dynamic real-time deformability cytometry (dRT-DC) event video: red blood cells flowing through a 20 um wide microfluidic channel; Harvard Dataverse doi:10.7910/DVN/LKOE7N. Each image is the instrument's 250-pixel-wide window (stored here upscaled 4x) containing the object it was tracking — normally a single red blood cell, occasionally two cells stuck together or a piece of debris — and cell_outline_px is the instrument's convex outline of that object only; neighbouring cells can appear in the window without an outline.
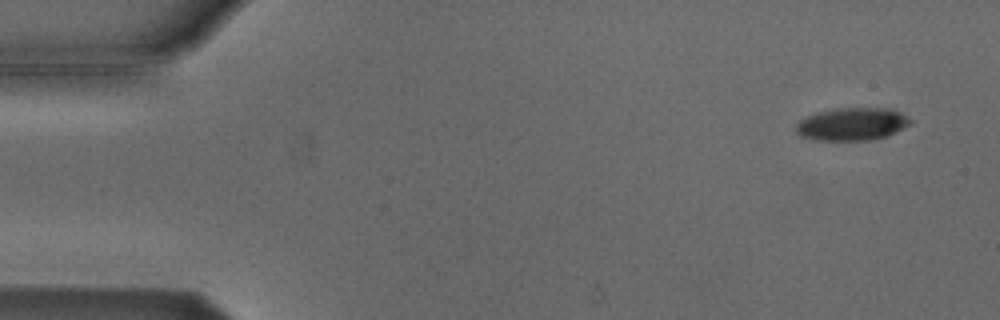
{"species": "Egyptian fruit bat (a non-hibernating species)", "species_latin": "Rousettus aegyptiacus", "temperature_condition": "cold", "stored_images_in_passage": 8, "camera_frame_rate_fps": 3000, "um_per_image_px": 0.085, "animal": {"sex": "male"}, "frame": {"image": 1, "passage_image": 1, "time_ms": 0.0, "image_size_px": [1000, 320], "cell_outline_px": [[912, 120], [908, 124], [884, 136], [868, 140], [816, 140], [800, 136], [796, 132], [796, 124], [804, 116], [816, 112], [836, 108], [888, 108], [900, 112]], "centroid_in_image_um": [72.33, 10.53], "position_along_channel_um": 12.7, "area_um2": 21.56}}
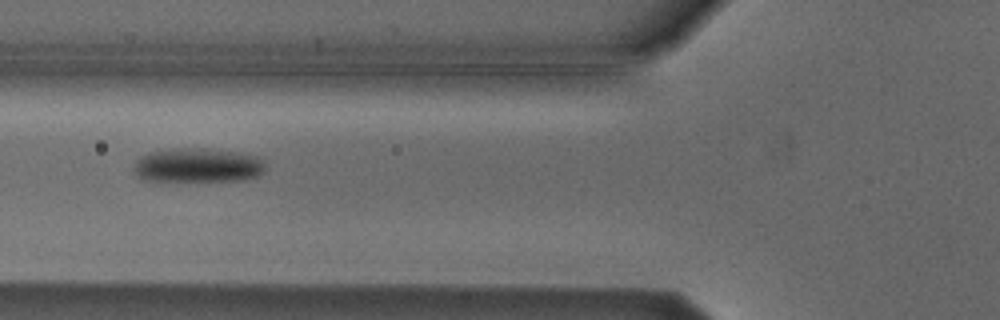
{"frame": {"image": 2, "passage_image": 5, "time_ms": 5.667, "image_size_px": [1000, 320], "cell_outline_px": [[264, 172], [248, 180], [144, 180], [136, 176], [136, 160], [140, 156], [152, 152], [180, 148], [200, 148], [236, 152], [260, 156], [264, 160]], "centroid_in_image_um": [16.87, 14.05], "position_along_channel_um": 108.9, "area_um2": 25.95}}
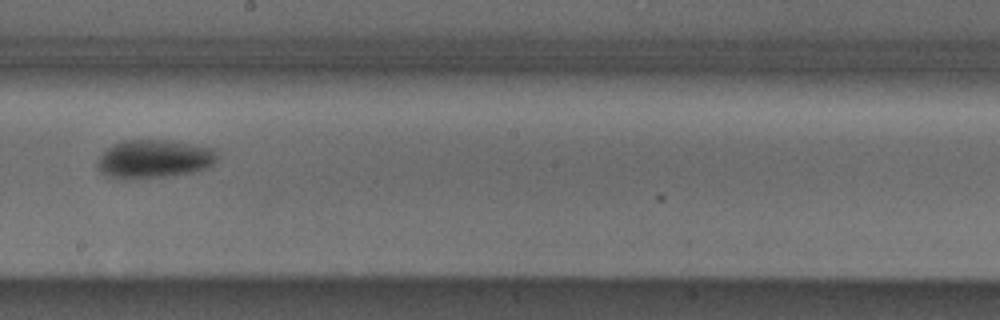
{"frame": {"image": 3, "passage_image": 8, "time_ms": 9.0, "image_size_px": [1000, 320], "cell_outline_px": [[220, 156], [208, 168], [192, 172], [168, 176], [136, 180], [120, 180], [108, 176], [100, 172], [96, 164], [100, 156], [112, 144], [124, 140], [168, 140], [216, 148]], "centroid_in_image_um": [13.1, 13.53], "position_along_channel_um": 235.1, "area_um2": 27.4}}